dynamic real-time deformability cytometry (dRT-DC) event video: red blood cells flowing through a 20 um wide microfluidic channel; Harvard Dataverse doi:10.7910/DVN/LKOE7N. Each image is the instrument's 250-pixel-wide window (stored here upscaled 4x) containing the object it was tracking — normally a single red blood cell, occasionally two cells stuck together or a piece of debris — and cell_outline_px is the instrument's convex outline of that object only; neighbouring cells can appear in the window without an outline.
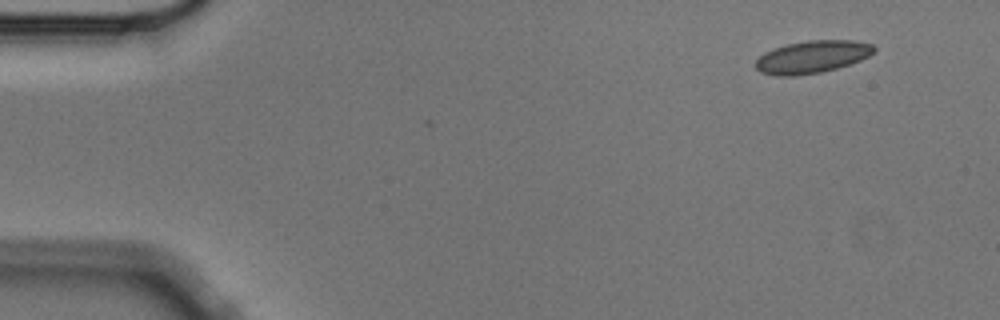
{"species": "Egyptian fruit bat (a non-hibernating species)", "species_latin": "Rousettus aegyptiacus", "temperature_condition": "cold", "stored_images_in_passage": 3, "camera_frame_rate_fps": 3000, "um_per_image_px": 0.085, "animal": {"sex": "male"}, "frame": {"image": 1, "passage_image": 3, "time_ms": 0.667, "image_size_px": [1000, 320], "cell_outline_px": [[876, 48], [868, 56], [860, 60], [836, 68], [820, 72], [796, 76], [776, 76], [760, 72], [756, 68], [756, 60], [764, 52], [772, 48], [788, 44], [808, 40], [856, 40], [872, 44]], "centroid_in_image_um": [69.01, 4.83], "position_along_channel_um": 16.0, "area_um2": 22.37}}